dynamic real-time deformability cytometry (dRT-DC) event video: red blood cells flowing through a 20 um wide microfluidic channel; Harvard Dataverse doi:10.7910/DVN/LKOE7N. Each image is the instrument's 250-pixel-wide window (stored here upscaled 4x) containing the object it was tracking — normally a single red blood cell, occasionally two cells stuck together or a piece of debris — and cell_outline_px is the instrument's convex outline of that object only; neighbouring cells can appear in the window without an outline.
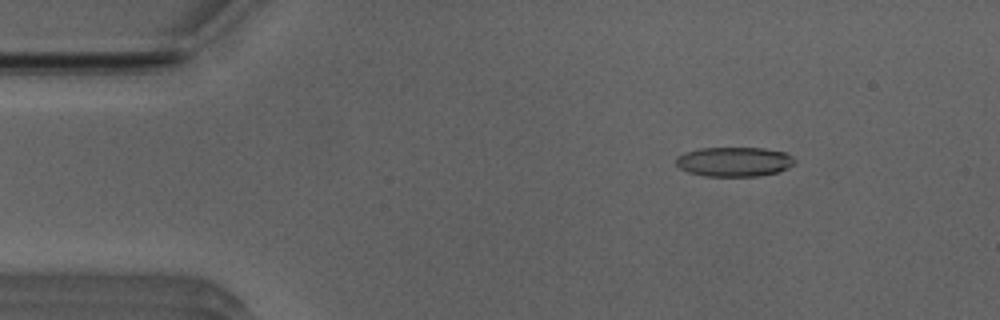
{"species": "Egyptian fruit bat (a non-hibernating species)", "species_latin": "Rousettus aegyptiacus", "temperature_condition": "room temperature", "stored_images_in_passage": 51, "camera_frame_rate_fps": 3000, "um_per_image_px": 0.085, "animal": {"sex": "male"}, "frame": {"image": 1, "passage_image": 7, "time_ms": 2.0, "image_size_px": [1000, 320], "cell_outline_px": [[796, 164], [788, 168], [776, 172], [756, 176], [704, 176], [688, 172], [680, 168], [676, 164], [676, 156], [684, 152], [700, 148], [764, 148], [784, 152], [792, 156], [796, 160]], "centroid_in_image_um": [62.4, 13.74], "position_along_channel_um": 22.6, "area_um2": 20.52}}
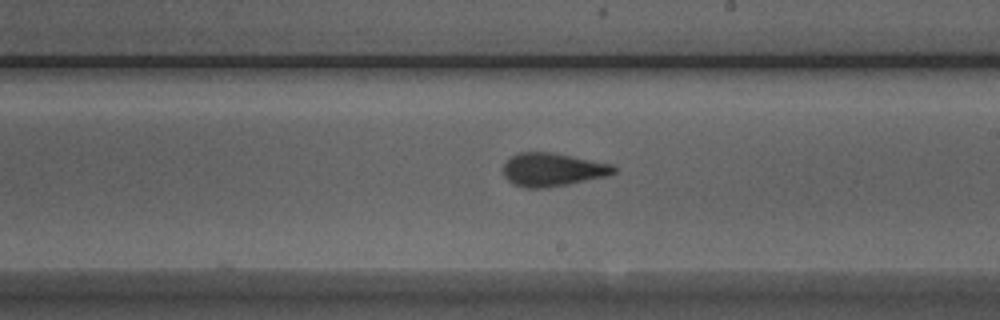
{"frame": {"image": 2, "passage_image": 29, "time_ms": 9.333, "image_size_px": [1000, 320], "cell_outline_px": [[616, 172], [608, 176], [548, 188], [524, 188], [512, 184], [504, 176], [504, 164], [512, 156], [520, 152], [552, 152], [612, 164], [616, 168]], "centroid_in_image_um": [46.97, 14.43], "position_along_channel_um": 242.0, "area_um2": 21.5}}
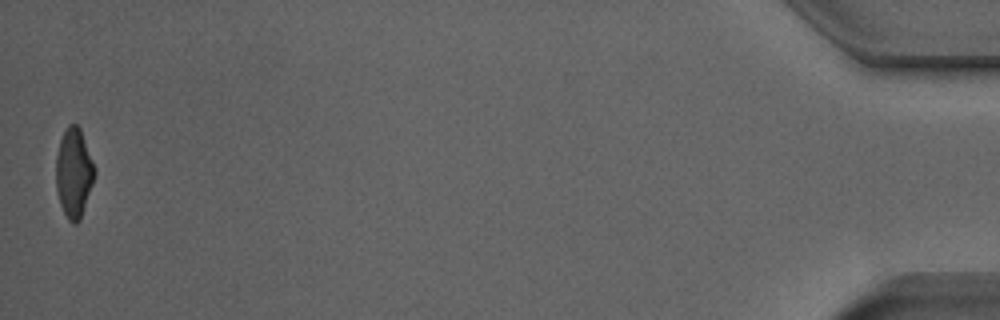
{"frame": {"image": 3, "passage_image": 51, "time_ms": 16.667, "image_size_px": [1000, 320], "cell_outline_px": [[96, 172], [80, 220], [76, 224], [72, 224], [68, 220], [60, 204], [56, 188], [56, 156], [60, 140], [68, 124], [76, 124], [80, 128], [96, 168]], "centroid_in_image_um": [6.28, 14.69], "position_along_channel_um": 428.9, "area_um2": 20.06}, "authors_computed_cell_mechanics": {"area_um2": 20.9236, "velocity_mm_per_s": 3.947, "shape_relaxation_time_tau1_ms": 7.5352, "shape_relaxation_time_tau2_ms": 1.3513, "deformation_change_tau1": 0.2416, "deformation_change_tau2": 0.0938}}